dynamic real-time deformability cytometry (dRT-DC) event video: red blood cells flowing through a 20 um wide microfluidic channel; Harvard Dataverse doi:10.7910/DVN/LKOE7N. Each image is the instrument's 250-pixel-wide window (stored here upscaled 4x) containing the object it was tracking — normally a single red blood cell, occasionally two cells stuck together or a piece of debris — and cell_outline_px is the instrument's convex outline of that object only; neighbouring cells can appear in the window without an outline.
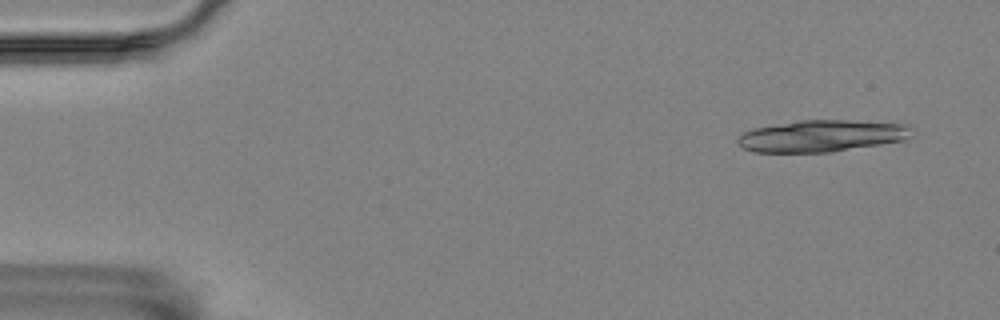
{"species": "Egyptian fruit bat (a non-hibernating species)", "species_latin": "Rousettus aegyptiacus", "temperature_condition": "room temperature", "stored_images_in_passage": 9, "segment_of_instrument_passage": [1, 2], "camera_frame_rate_fps": 3000, "um_per_image_px": 0.085, "animal": {"sex": "female"}, "frame": {"image": 1, "passage_image": 1, "time_ms": 0.0, "image_size_px": [1000, 320], "cell_outline_px": [[916, 132], [912, 136], [904, 140], [880, 144], [828, 152], [756, 152], [744, 148], [736, 140], [744, 132], [752, 128], [800, 120], [900, 120], [912, 128]], "centroid_in_image_um": [70.01, 11.51], "position_along_channel_um": 15.0, "area_um2": 32.89}}